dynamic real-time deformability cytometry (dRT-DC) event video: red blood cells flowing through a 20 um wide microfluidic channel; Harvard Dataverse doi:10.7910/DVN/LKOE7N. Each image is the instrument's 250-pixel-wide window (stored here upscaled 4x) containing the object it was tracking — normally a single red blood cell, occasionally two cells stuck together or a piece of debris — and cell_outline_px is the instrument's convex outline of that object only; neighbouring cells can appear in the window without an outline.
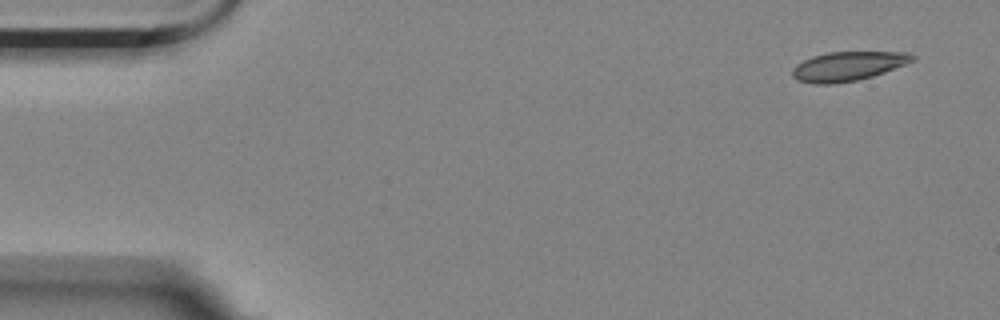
{"species": "Egyptian fruit bat (a non-hibernating species)", "species_latin": "Rousettus aegyptiacus", "temperature_condition": "room temperature", "stored_images_in_passage": 5, "camera_frame_rate_fps": 3000, "um_per_image_px": 0.085, "animal": {"sex": "female"}, "frame": {"image": 1, "passage_image": 1, "time_ms": 0.0, "image_size_px": [1000, 320], "cell_outline_px": [[916, 60], [884, 72], [872, 76], [856, 80], [832, 84], [812, 84], [796, 80], [792, 76], [792, 68], [796, 64], [812, 56], [828, 52], [908, 52], [916, 56]], "centroid_in_image_um": [72.05, 5.63], "position_along_channel_um": 12.9, "area_um2": 20.52}}
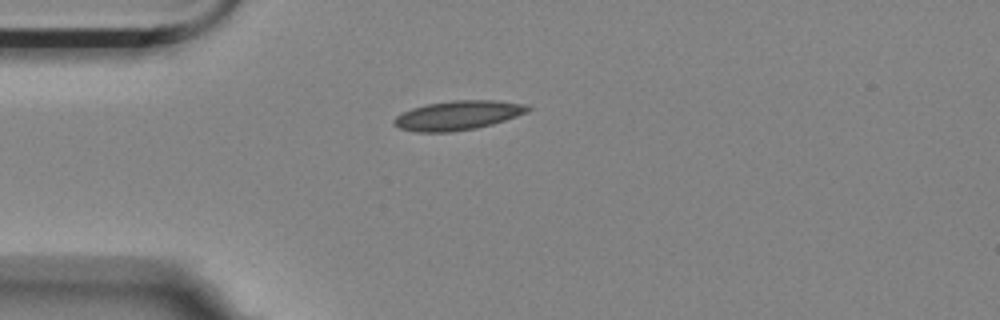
{"frame": {"image": 2, "passage_image": 4, "time_ms": 1.0, "image_size_px": [1000, 320], "cell_outline_px": [[532, 108], [528, 112], [492, 124], [476, 128], [452, 132], [416, 132], [400, 128], [392, 124], [392, 120], [396, 116], [412, 108], [428, 104], [452, 100], [496, 100], [528, 104]], "centroid_in_image_um": [38.93, 9.8], "position_along_channel_um": 46.1, "area_um2": 22.89}}
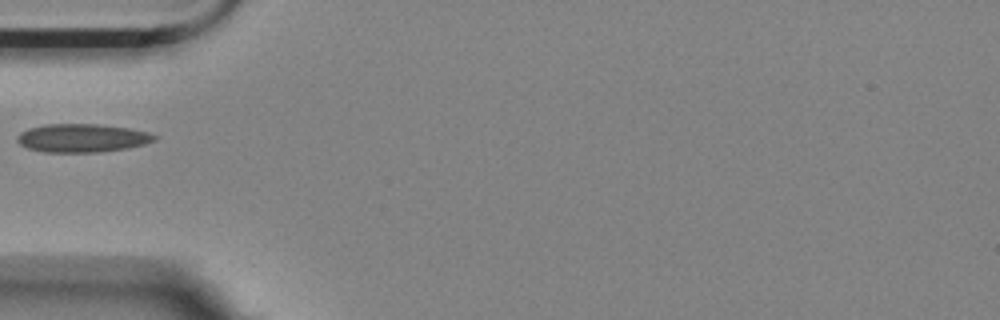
{"frame": {"image": 3, "passage_image": 5, "time_ms": 1.333, "image_size_px": [1000, 320], "cell_outline_px": [[160, 136], [156, 140], [144, 144], [124, 148], [96, 152], [44, 152], [28, 148], [20, 144], [16, 140], [16, 136], [20, 132], [28, 128], [44, 124], [100, 124], [128, 128], [148, 132]], "centroid_in_image_um": [6.96, 11.72], "position_along_channel_um": 78.0, "area_um2": 22.72}}